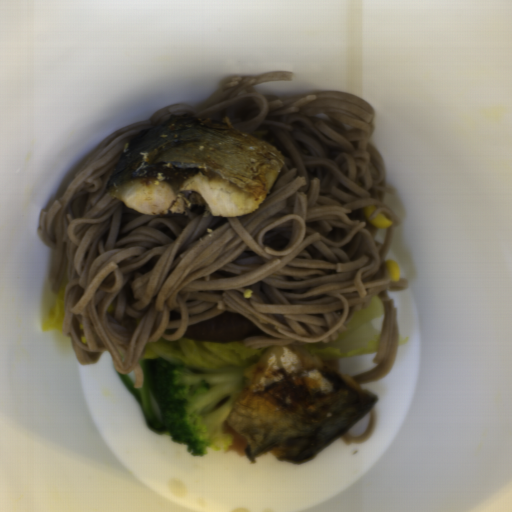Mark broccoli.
<instances>
[{"label":"broccoli","instance_id":"broccoli-1","mask_svg":"<svg viewBox=\"0 0 512 512\" xmlns=\"http://www.w3.org/2000/svg\"><path fill=\"white\" fill-rule=\"evenodd\" d=\"M250 367L197 368L155 358V391L163 403L162 417L172 442L186 445L192 456L202 457L209 447L229 450L231 437L221 427L233 401L246 386V370Z\"/></svg>","mask_w":512,"mask_h":512}]
</instances>
